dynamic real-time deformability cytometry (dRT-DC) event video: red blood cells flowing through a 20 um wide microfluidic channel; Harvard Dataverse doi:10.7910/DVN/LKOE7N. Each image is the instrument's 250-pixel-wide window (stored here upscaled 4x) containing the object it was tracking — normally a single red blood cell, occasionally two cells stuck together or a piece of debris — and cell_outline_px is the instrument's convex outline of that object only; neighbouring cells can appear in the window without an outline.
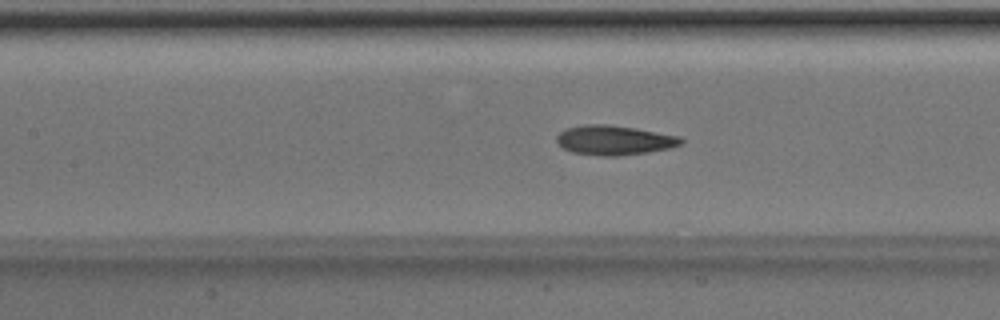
{"species": "Egyptian fruit bat (a non-hibernating species)", "species_latin": "Rousettus aegyptiacus", "temperature_condition": "room temperature", "stored_images_in_passage": 51, "camera_frame_rate_fps": 3000, "um_per_image_px": 0.085, "animal": {"sex": "male"}, "frame": {"image": 1, "passage_image": 23, "time_ms": 7.333, "image_size_px": [1000, 320], "cell_outline_px": [[684, 144], [668, 148], [648, 152], [616, 156], [600, 156], [572, 152], [564, 148], [556, 140], [556, 136], [564, 128], [584, 124], [604, 124], [636, 128], [680, 136], [684, 140]], "centroid_in_image_um": [52.21, 11.91], "position_along_channel_um": 155.2, "area_um2": 21.5}}
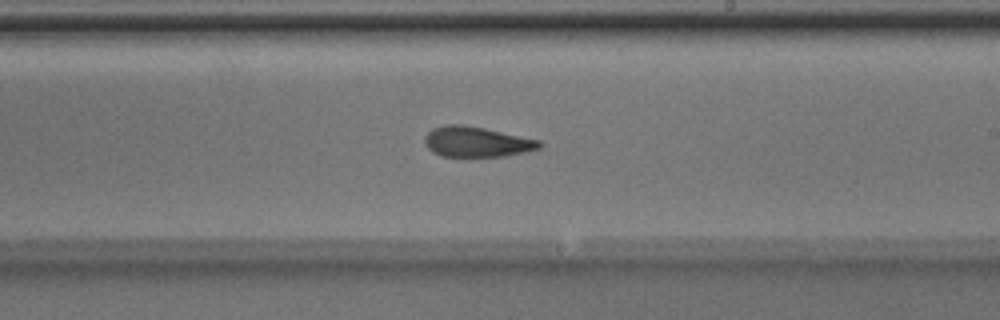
{"frame": {"image": 2, "passage_image": 30, "time_ms": 9.667, "image_size_px": [1000, 320], "cell_outline_px": [[544, 144], [540, 148], [528, 152], [504, 156], [440, 156], [432, 152], [428, 148], [424, 140], [424, 136], [432, 128], [444, 124], [464, 124], [484, 128], [540, 140]], "centroid_in_image_um": [40.52, 12.05], "position_along_channel_um": 248.5, "area_um2": 20.46}}
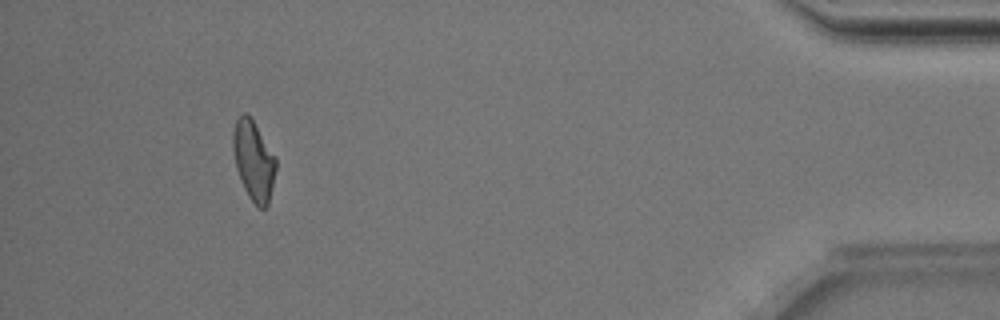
{"frame": {"image": 3, "passage_image": 47, "time_ms": 15.333, "image_size_px": [1000, 320], "cell_outline_px": [[276, 168], [268, 204], [264, 208], [260, 208], [248, 196], [244, 188], [236, 168], [232, 148], [232, 132], [236, 120], [244, 112], [252, 120], [276, 156]], "centroid_in_image_um": [21.54, 13.64], "position_along_channel_um": 413.7, "area_um2": 19.65}, "authors_computed_cell_mechanics": {"area_um2": 20.7502, "velocity_mm_per_s": 4.0187, "shape_relaxation_time_tau1_ms": 2.9826, "shape_relaxation_time_tau2_ms": 2.7051, "deformation_change_tau1": 0.151, "deformation_change_tau2": 0.1211}}